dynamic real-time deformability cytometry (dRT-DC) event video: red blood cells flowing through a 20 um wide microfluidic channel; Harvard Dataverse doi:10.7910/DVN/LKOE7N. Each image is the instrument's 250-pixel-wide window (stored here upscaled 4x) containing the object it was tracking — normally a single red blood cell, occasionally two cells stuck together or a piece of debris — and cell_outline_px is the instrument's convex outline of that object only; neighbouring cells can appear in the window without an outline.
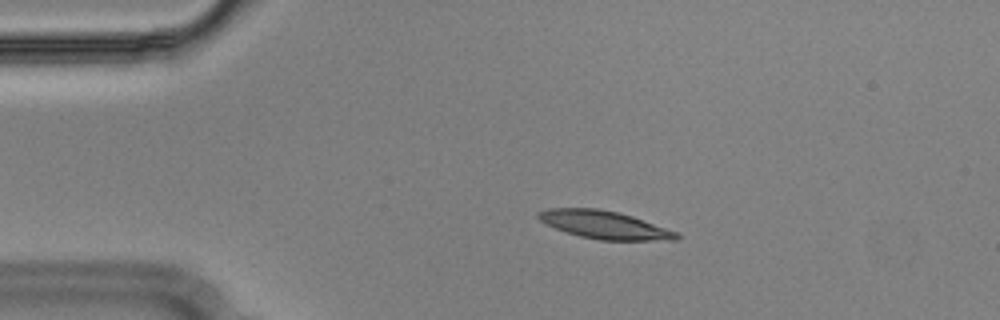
{"species": "Egyptian fruit bat (a non-hibernating species)", "species_latin": "Rousettus aegyptiacus", "temperature_condition": "cold", "stored_images_in_passage": 47, "camera_frame_rate_fps": 3000, "um_per_image_px": 0.085, "animal": {"sex": "male"}, "frame": {"image": 1, "passage_image": 3, "time_ms": 0.667, "image_size_px": [1000, 320], "cell_outline_px": [[680, 240], [600, 240], [580, 236], [556, 228], [540, 220], [536, 216], [536, 212], [548, 208], [596, 208], [616, 212], [632, 216], [676, 232], [680, 236]], "centroid_in_image_um": [51.36, 19.11], "position_along_channel_um": 33.6, "area_um2": 22.14}}
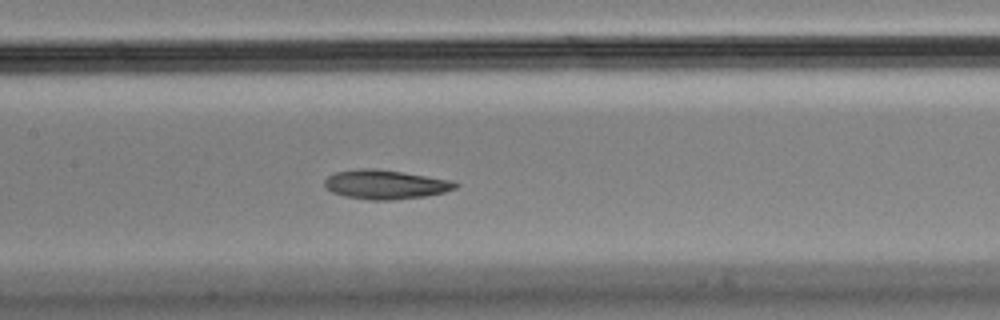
{"frame": {"image": 2, "passage_image": 18, "time_ms": 5.667, "image_size_px": [1000, 320], "cell_outline_px": [[460, 184], [456, 188], [444, 192], [424, 196], [392, 200], [372, 200], [344, 196], [332, 192], [324, 184], [324, 180], [328, 176], [336, 172], [360, 168], [376, 168], [456, 180]], "centroid_in_image_um": [32.81, 15.67], "position_along_channel_um": 174.6, "area_um2": 22.37}}
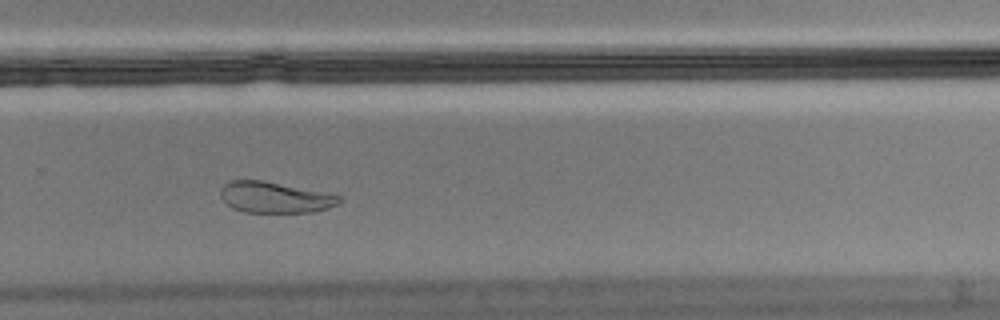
{"frame": {"image": 3, "passage_image": 29, "time_ms": 9.333, "image_size_px": [1000, 320], "cell_outline_px": [[344, 200], [340, 204], [316, 212], [244, 212], [232, 208], [220, 196], [220, 188], [228, 180], [264, 180], [324, 192], [340, 196]], "centroid_in_image_um": [23.38, 16.77], "position_along_channel_um": 306.4, "area_um2": 21.68}, "authors_computed_cell_mechanics": {"area_um2": 22.5998, "velocity_mm_per_s": 3.6059, "shape_relaxation_time_tau1_ms": null, "shape_relaxation_time_tau2_ms": 2.0631, "deformation_change_tau1": null, "deformation_change_tau2": 0.0801}}